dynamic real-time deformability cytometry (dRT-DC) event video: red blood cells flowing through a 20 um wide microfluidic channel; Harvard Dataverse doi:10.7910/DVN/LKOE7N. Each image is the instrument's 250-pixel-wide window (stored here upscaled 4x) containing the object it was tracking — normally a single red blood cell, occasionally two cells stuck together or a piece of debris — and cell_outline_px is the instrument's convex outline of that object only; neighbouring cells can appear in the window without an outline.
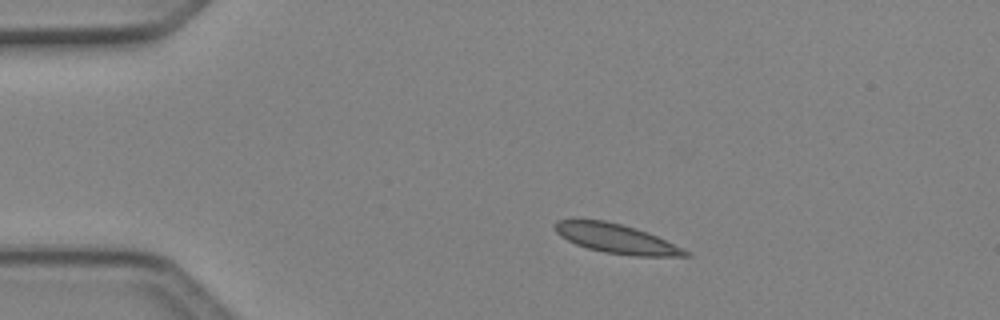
{"species": "Egyptian fruit bat (a non-hibernating species)", "species_latin": "Rousettus aegyptiacus", "temperature_condition": "cold", "stored_images_in_passage": 4, "camera_frame_rate_fps": 3000, "um_per_image_px": 0.085, "animal": {"sex": "female"}, "frame": {"image": 1, "passage_image": 1, "time_ms": 0.0, "image_size_px": [1000, 320], "cell_outline_px": [[692, 256], [632, 256], [604, 252], [588, 248], [576, 244], [560, 236], [552, 228], [552, 224], [556, 220], [604, 220], [636, 228], [648, 232], [692, 252]], "centroid_in_image_um": [52.39, 20.29], "position_along_channel_um": 32.6, "area_um2": 22.37}}
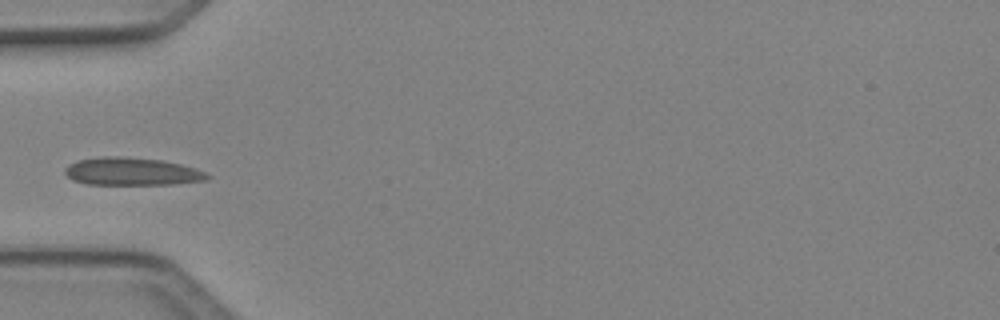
{"frame": {"image": 2, "passage_image": 3, "time_ms": 0.667, "image_size_px": [1000, 320], "cell_outline_px": [[212, 176], [208, 180], [172, 184], [88, 184], [72, 180], [64, 172], [64, 168], [68, 164], [76, 160], [100, 156], [120, 156], [160, 160], [180, 164], [196, 168]], "centroid_in_image_um": [11.18, 14.57], "position_along_channel_um": 73.8, "area_um2": 23.12}}
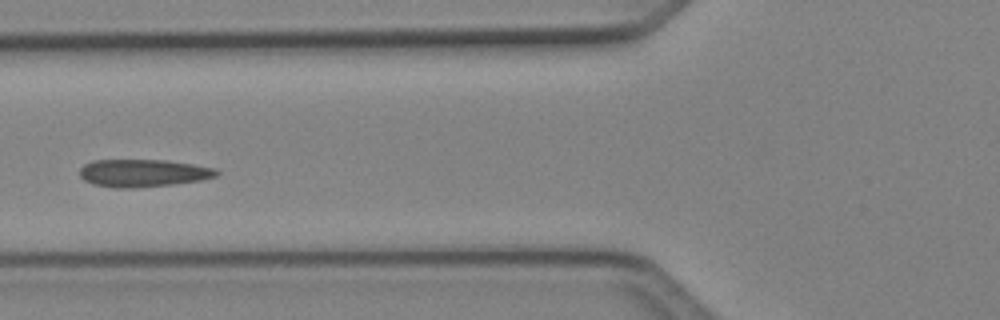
{"frame": {"image": 3, "passage_image": 4, "time_ms": 1.0, "image_size_px": [1000, 320], "cell_outline_px": [[220, 172], [216, 176], [200, 180], [172, 184], [136, 188], [116, 188], [92, 184], [84, 180], [80, 176], [80, 168], [84, 164], [92, 160], [164, 160], [192, 164], [216, 168]], "centroid_in_image_um": [12.14, 14.71], "position_along_channel_um": 113.7, "area_um2": 22.02}}